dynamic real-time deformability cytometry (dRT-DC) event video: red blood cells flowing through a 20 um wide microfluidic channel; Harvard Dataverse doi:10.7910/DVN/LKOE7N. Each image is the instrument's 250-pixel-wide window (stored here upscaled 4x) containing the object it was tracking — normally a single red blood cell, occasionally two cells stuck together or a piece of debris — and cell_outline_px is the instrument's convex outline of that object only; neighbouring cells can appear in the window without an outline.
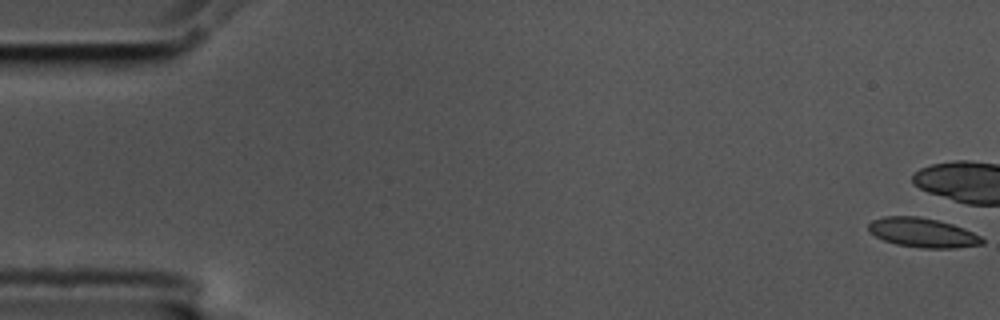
{"species": "common noctule bat (a hibernating species)", "species_latin": "Nyctalus noctula", "temperature_condition": "cold", "stored_images_in_passage": 8, "camera_frame_rate_fps": 3000, "um_per_image_px": 0.085, "animal": {"sex": "male", "body_mass_g": 17.5, "forearm_length_mm": 52.3}, "frame": {"image": 1, "passage_image": 1, "time_ms": 0.0, "image_size_px": [1000, 320], "cell_outline_px": [[984, 244], [956, 248], [920, 248], [896, 244], [884, 240], [868, 232], [868, 224], [872, 220], [884, 216], [916, 216], [936, 220], [952, 224], [964, 228], [980, 236], [984, 240]], "centroid_in_image_um": [78.41, 19.78], "position_along_channel_um": 6.6, "area_um2": 19.48}}